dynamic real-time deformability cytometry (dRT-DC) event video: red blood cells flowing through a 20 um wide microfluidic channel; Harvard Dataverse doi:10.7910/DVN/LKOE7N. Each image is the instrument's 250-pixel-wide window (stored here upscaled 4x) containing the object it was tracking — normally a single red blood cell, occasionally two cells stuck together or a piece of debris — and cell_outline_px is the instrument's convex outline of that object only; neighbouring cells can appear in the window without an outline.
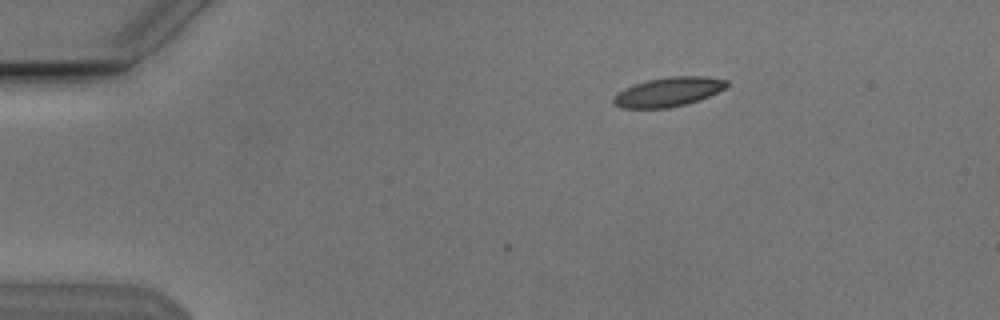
{"species": "Egyptian fruit bat (a non-hibernating species)", "species_latin": "Rousettus aegyptiacus", "temperature_condition": "cold", "stored_images_in_passage": 5, "camera_frame_rate_fps": 3000, "um_per_image_px": 0.085, "animal": {"sex": "male"}, "frame": {"image": 1, "passage_image": 1, "time_ms": 0.0, "image_size_px": [1000, 320], "cell_outline_px": [[728, 84], [724, 88], [700, 100], [688, 104], [668, 108], [620, 108], [612, 104], [612, 96], [616, 92], [624, 88], [648, 80], [668, 76], [704, 76], [728, 80]], "centroid_in_image_um": [56.76, 7.82], "position_along_channel_um": 28.2, "area_um2": 19.48}}